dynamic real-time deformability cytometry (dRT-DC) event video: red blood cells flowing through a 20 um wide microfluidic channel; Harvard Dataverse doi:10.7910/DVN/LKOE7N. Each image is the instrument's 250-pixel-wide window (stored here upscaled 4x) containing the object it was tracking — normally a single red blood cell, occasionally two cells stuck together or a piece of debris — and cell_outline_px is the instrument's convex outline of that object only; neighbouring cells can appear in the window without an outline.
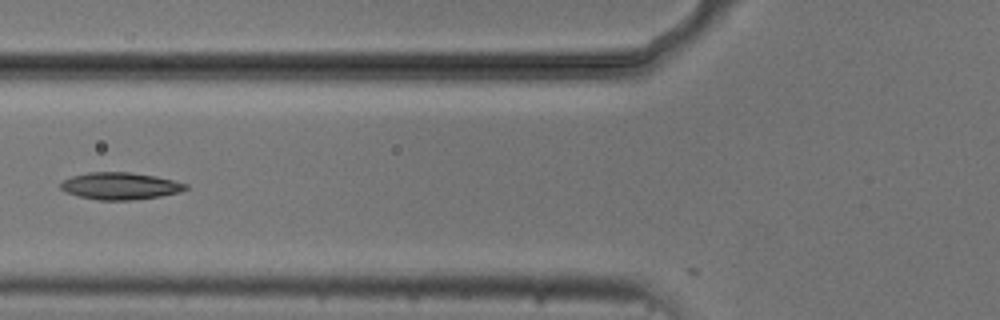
{"species": "common noctule bat (a hibernating species)", "species_latin": "Nyctalus noctula", "temperature_condition": "cold", "stored_images_in_passage": 5, "camera_frame_rate_fps": 3000, "um_per_image_px": 0.085, "animal": {"sex": "male", "body_mass_g": 20.5, "forearm_length_mm": 52.5}, "frame": {"image": 1, "passage_image": 4, "time_ms": 3.667, "image_size_px": [1000, 320], "cell_outline_px": [[188, 188], [180, 192], [160, 196], [132, 200], [100, 200], [80, 196], [64, 192], [60, 188], [60, 184], [64, 180], [72, 176], [88, 172], [128, 172], [156, 176], [188, 184]], "centroid_in_image_um": [10.21, 15.8], "position_along_channel_um": 115.6, "area_um2": 19.65}}